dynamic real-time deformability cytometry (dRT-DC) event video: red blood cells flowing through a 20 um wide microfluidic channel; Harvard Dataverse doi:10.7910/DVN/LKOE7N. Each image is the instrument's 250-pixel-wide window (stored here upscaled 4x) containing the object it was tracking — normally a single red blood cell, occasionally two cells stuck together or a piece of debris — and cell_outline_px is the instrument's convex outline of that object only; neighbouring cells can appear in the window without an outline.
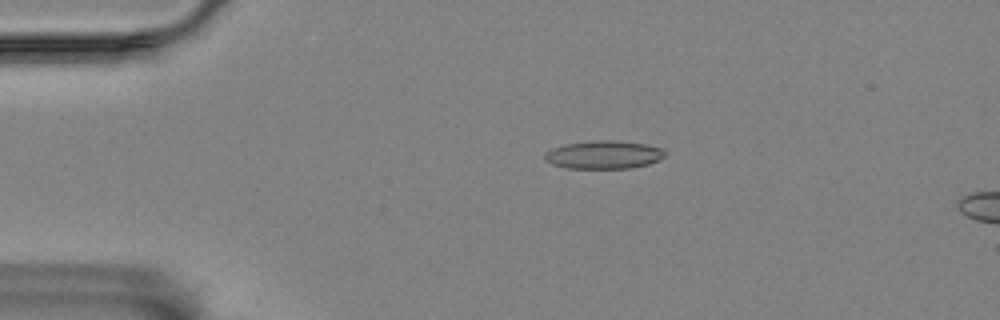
{"species": "Egyptian fruit bat (a non-hibernating species)", "species_latin": "Rousettus aegyptiacus", "temperature_condition": "room temperature", "stored_images_in_passage": 7, "camera_frame_rate_fps": 3000, "um_per_image_px": 0.085, "animal": {"sex": "female"}, "frame": {"image": 1, "passage_image": 2, "time_ms": 0.333, "image_size_px": [1000, 320], "cell_outline_px": [[664, 156], [660, 160], [648, 164], [628, 168], [568, 168], [552, 164], [544, 160], [544, 156], [552, 148], [564, 144], [596, 140], [616, 140], [644, 144], [664, 148]], "centroid_in_image_um": [51.33, 13.15], "position_along_channel_um": 33.7, "area_um2": 19.65}}